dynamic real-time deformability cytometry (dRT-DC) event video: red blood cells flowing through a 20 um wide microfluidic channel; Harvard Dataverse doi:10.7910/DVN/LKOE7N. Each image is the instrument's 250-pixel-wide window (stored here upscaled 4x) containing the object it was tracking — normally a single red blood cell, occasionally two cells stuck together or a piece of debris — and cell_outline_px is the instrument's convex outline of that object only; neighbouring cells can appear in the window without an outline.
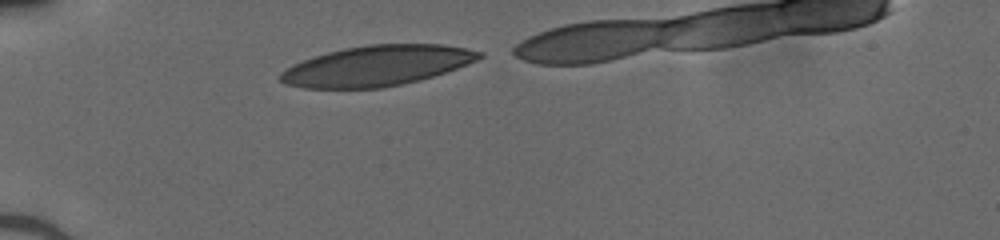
{"species": "human", "species_latin": "Homo sapiens", "temperature_condition": "cold", "stored_images_in_passage": 28, "camera_frame_rate_fps": 3000, "um_per_image_px": 0.085, "donor": {"sex": "male"}, "frame": {"image": 1, "passage_image": 1, "time_ms": 0.0, "image_size_px": [1000, 240], "cell_outline_px": [[484, 56], [468, 64], [420, 80], [380, 88], [304, 88], [284, 84], [280, 80], [280, 72], [292, 64], [328, 52], [344, 48], [368, 44], [444, 44], [484, 52]], "centroid_in_image_um": [32.02, 5.58], "position_along_channel_um": 53.0, "area_um2": 46.53}}
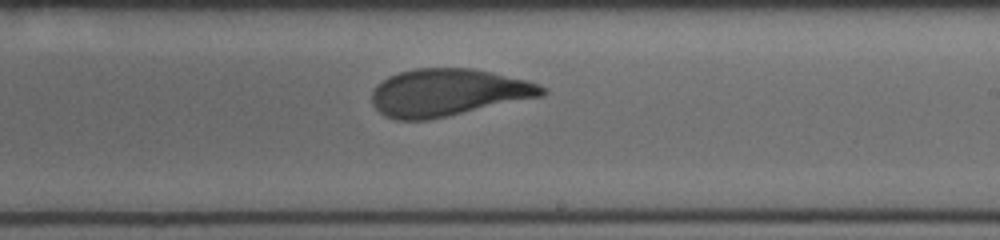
{"frame": {"image": 2, "passage_image": 17, "time_ms": 5.333, "image_size_px": [1000, 240], "cell_outline_px": [[548, 92], [544, 96], [448, 116], [424, 120], [396, 120], [384, 116], [372, 104], [372, 92], [376, 84], [388, 76], [400, 72], [416, 68], [472, 68], [528, 80], [540, 84]], "centroid_in_image_um": [38.09, 7.86], "position_along_channel_um": 250.9, "area_um2": 47.11}}
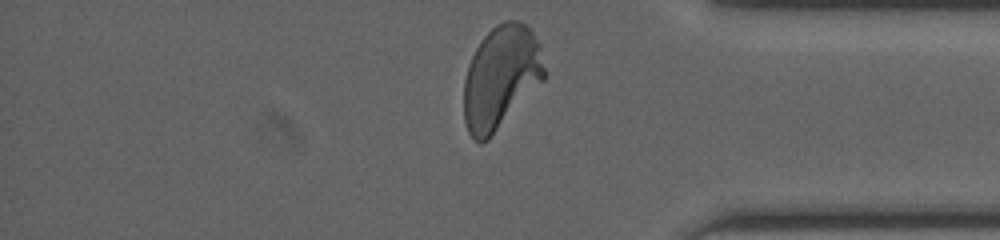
{"frame": {"image": 3, "passage_image": 28, "time_ms": 9.0, "image_size_px": [1000, 240], "cell_outline_px": [[544, 80], [488, 140], [480, 144], [468, 132], [464, 120], [464, 80], [468, 64], [476, 48], [484, 36], [496, 24], [504, 20], [520, 20], [532, 32], [540, 44], [544, 68]], "centroid_in_image_um": [42.56, 6.57], "position_along_channel_um": 392.6, "area_um2": 48.32}}